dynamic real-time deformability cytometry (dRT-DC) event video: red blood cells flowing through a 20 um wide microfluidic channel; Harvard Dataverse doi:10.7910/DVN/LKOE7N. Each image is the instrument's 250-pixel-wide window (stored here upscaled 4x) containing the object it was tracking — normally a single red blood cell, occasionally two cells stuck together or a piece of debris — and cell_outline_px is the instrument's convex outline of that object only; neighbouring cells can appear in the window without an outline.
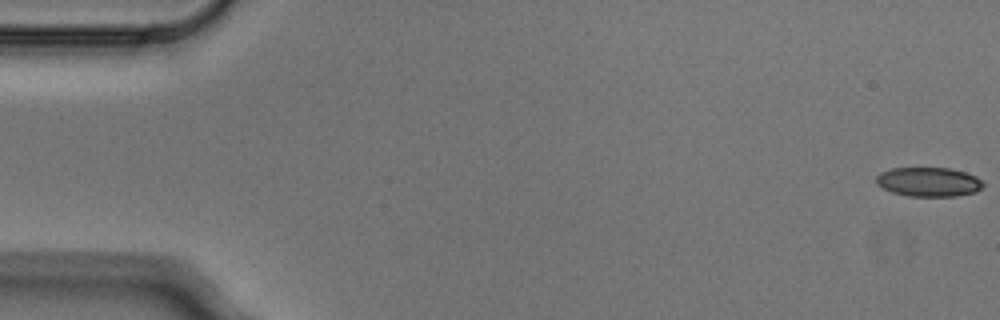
{"species": "Egyptian fruit bat (a non-hibernating species)", "species_latin": "Rousettus aegyptiacus", "temperature_condition": "cold", "stored_images_in_passage": 5, "segment_of_instrument_passage": [1, 2], "camera_frame_rate_fps": 3000, "um_per_image_px": 0.085, "animal": {"sex": "male"}, "frame": {"image": 1, "passage_image": 1, "time_ms": 0.0, "image_size_px": [1000, 320], "cell_outline_px": [[984, 184], [976, 192], [956, 196], [908, 196], [892, 192], [884, 188], [876, 180], [876, 176], [880, 172], [892, 168], [948, 168], [964, 172], [976, 176]], "centroid_in_image_um": [78.94, 15.46], "position_along_channel_um": 6.1, "area_um2": 18.03}}
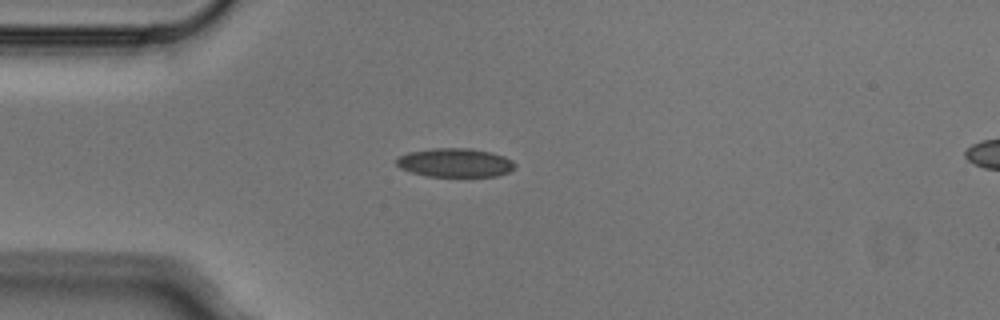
{"frame": {"image": 2, "passage_image": 4, "time_ms": 1.0, "image_size_px": [1000, 320], "cell_outline_px": [[516, 168], [508, 172], [496, 176], [428, 176], [412, 172], [400, 168], [396, 164], [396, 156], [408, 152], [432, 148], [468, 148], [492, 152], [504, 156], [512, 160], [516, 164]], "centroid_in_image_um": [38.68, 13.82], "position_along_channel_um": 46.3, "area_um2": 20.0}}